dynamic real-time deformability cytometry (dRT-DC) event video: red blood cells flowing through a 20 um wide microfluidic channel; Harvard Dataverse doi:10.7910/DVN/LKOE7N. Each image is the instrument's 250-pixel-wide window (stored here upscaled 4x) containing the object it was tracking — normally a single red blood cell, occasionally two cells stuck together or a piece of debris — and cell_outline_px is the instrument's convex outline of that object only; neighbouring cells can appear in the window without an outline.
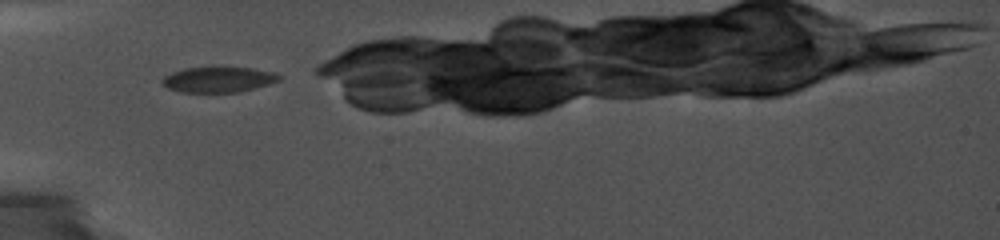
{"species": "common noctule bat (a hibernating species)", "species_latin": "Nyctalus noctula", "temperature_condition": "cold", "stored_images_in_passage": 26, "camera_frame_rate_fps": 5000, "um_per_image_px": 0.085, "animal": {"sex": "female", "body_mass_g": 19.0, "forearm_length_mm": 56.7}, "frame": {"image": 1, "passage_image": 1, "time_ms": 0.0, "image_size_px": [1000, 240], "cell_outline_px": [[284, 76], [280, 80], [268, 84], [240, 92], [180, 92], [168, 88], [160, 80], [164, 76], [172, 72], [184, 68], [252, 68], [272, 72]], "centroid_in_image_um": [18.57, 6.77], "position_along_channel_um": 66.4, "area_um2": 17.17}}
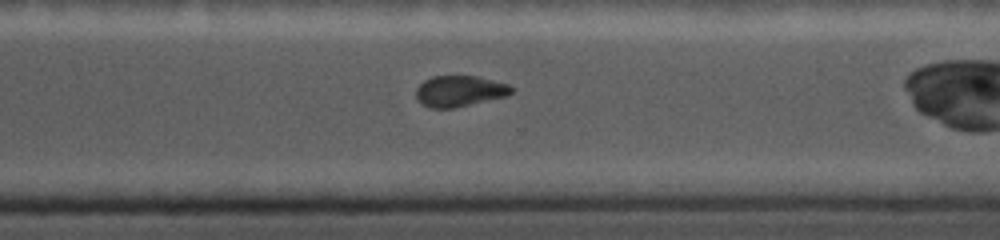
{"frame": {"image": 2, "passage_image": 19, "time_ms": 7.2, "image_size_px": [1000, 240], "cell_outline_px": [[512, 92], [504, 96], [452, 108], [432, 108], [424, 104], [416, 96], [416, 88], [424, 80], [432, 76], [476, 76], [508, 84], [512, 88]], "centroid_in_image_um": [39.03, 7.72], "position_along_channel_um": 331.6, "area_um2": 16.76}}
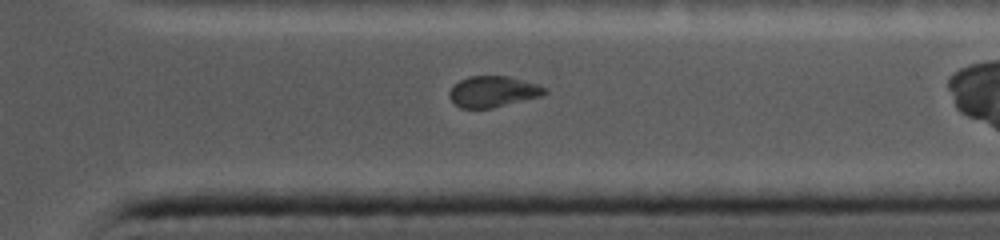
{"frame": {"image": 3, "passage_image": 22, "time_ms": 8.2, "image_size_px": [1000, 240], "cell_outline_px": [[548, 92], [540, 96], [492, 108], [460, 108], [448, 96], [448, 92], [452, 84], [468, 76], [508, 76], [540, 84]], "centroid_in_image_um": [41.87, 7.77], "position_along_channel_um": 369.5, "area_um2": 17.28}}